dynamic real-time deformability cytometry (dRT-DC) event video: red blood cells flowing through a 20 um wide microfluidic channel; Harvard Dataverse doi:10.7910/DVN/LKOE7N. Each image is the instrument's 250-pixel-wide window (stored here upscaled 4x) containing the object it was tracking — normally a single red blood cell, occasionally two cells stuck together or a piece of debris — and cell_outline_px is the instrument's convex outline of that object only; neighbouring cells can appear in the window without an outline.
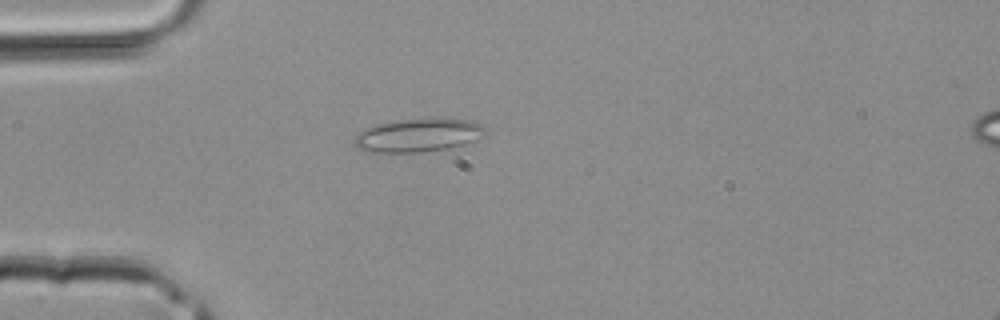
{"species": "common noctule bat (a hibernating species)", "species_latin": "Nyctalus noctula", "temperature_condition": "room temperature", "stored_images_in_passage": 32, "camera_frame_rate_fps": 3000, "um_per_image_px": 0.085, "animal": {"sex": "male", "body_mass_g": 20.4}, "frame": {"image": 1, "passage_image": 2, "time_ms": 0.333, "image_size_px": [1000, 320], "cell_outline_px": [[488, 132], [484, 136], [464, 144], [448, 148], [420, 152], [372, 152], [360, 148], [356, 144], [356, 136], [360, 132], [376, 124], [400, 120], [468, 120], [484, 124]], "centroid_in_image_um": [35.62, 11.51], "position_along_channel_um": 49.4, "area_um2": 24.68}}
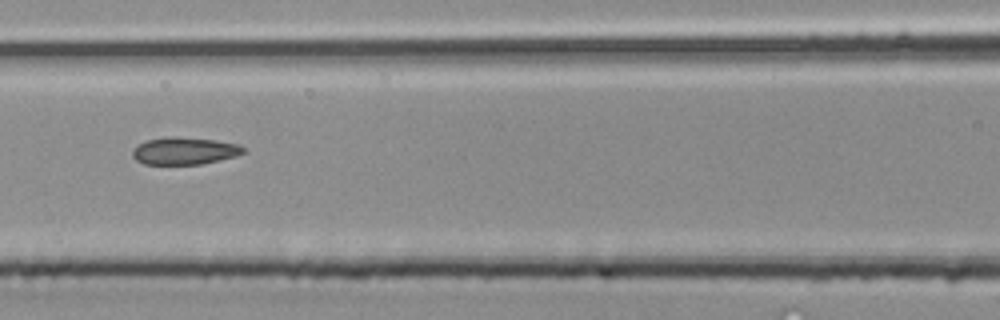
{"frame": {"image": 2, "passage_image": 9, "time_ms": 2.667, "image_size_px": [1000, 320], "cell_outline_px": [[244, 152], [236, 156], [220, 160], [200, 164], [144, 164], [136, 160], [132, 156], [132, 148], [148, 140], [168, 136], [176, 136], [216, 140], [236, 144], [244, 148]], "centroid_in_image_um": [15.65, 12.82], "position_along_channel_um": 150.9, "area_um2": 17.57}}
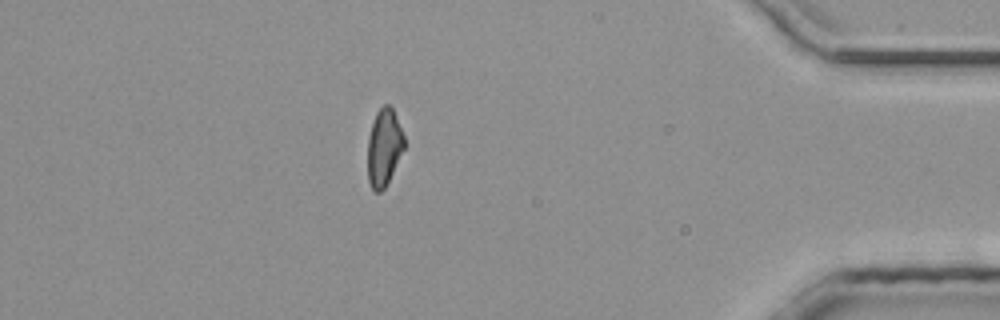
{"frame": {"image": 3, "passage_image": 27, "time_ms": 8.667, "image_size_px": [1000, 320], "cell_outline_px": [[404, 148], [384, 188], [380, 192], [376, 192], [372, 188], [368, 180], [368, 140], [372, 124], [376, 112], [384, 104], [388, 104], [392, 108], [404, 136]], "centroid_in_image_um": [32.63, 12.51], "position_along_channel_um": 402.6, "area_um2": 16.01}}